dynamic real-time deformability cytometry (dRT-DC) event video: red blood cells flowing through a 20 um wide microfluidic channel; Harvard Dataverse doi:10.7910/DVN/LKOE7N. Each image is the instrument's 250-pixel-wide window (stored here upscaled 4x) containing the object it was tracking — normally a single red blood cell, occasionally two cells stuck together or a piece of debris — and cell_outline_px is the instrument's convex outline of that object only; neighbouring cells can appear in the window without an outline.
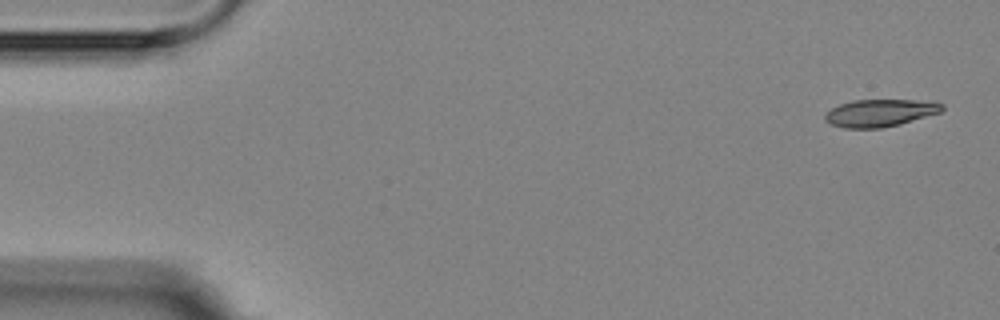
{"species": "Egyptian fruit bat (a non-hibernating species)", "species_latin": "Rousettus aegyptiacus", "temperature_condition": "room temperature", "stored_images_in_passage": 4, "camera_frame_rate_fps": 3000, "um_per_image_px": 0.085, "animal": {"sex": "female"}, "frame": {"image": 1, "passage_image": 1, "time_ms": 0.0, "image_size_px": [1000, 320], "cell_outline_px": [[944, 108], [940, 112], [900, 124], [880, 128], [844, 128], [832, 124], [824, 120], [824, 116], [832, 108], [840, 104], [852, 100], [932, 100], [944, 104]], "centroid_in_image_um": [74.83, 9.59], "position_along_channel_um": 10.2, "area_um2": 18.67}}
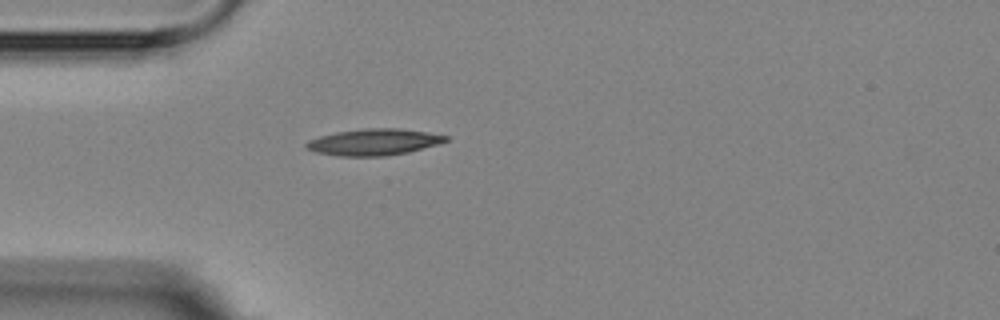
{"frame": {"image": 2, "passage_image": 4, "time_ms": 4.333, "image_size_px": [1000, 320], "cell_outline_px": [[448, 140], [440, 144], [408, 152], [384, 156], [340, 156], [316, 152], [304, 148], [304, 144], [308, 140], [320, 136], [336, 132], [364, 128], [400, 128], [428, 132], [448, 136]], "centroid_in_image_um": [31.77, 12.07], "position_along_channel_um": 53.2, "area_um2": 21.62}}